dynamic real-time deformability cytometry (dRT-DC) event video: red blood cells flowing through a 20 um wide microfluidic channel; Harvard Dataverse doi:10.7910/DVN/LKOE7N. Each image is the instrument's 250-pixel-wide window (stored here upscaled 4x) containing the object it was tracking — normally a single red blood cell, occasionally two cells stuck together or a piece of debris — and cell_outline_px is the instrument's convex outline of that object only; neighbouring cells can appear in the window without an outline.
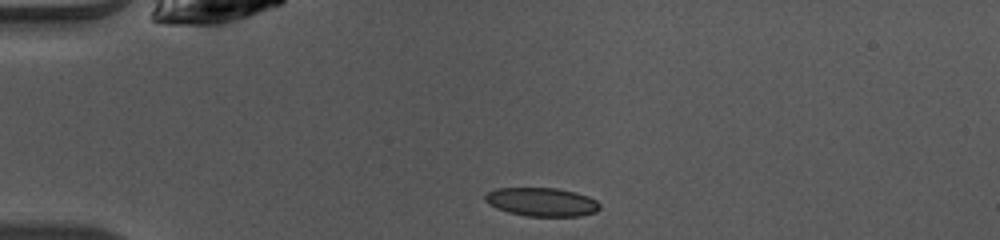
{"species": "common noctule bat (a hibernating species)", "species_latin": "Nyctalus noctula", "temperature_condition": "warm", "stored_images_in_passage": 38, "camera_frame_rate_fps": 3000, "um_per_image_px": 0.085, "animal": {"sex": "female", "body_mass_g": 10.0, "forearm_length_mm": 53.1}, "frame": {"image": 1, "passage_image": 1, "time_ms": 0.0, "image_size_px": [1000, 240], "cell_outline_px": [[600, 208], [596, 212], [580, 216], [528, 216], [508, 212], [496, 208], [488, 204], [484, 200], [484, 196], [488, 192], [496, 188], [556, 188], [576, 192], [588, 196], [596, 200], [600, 204]], "centroid_in_image_um": [46.05, 17.16], "position_along_channel_um": 39.0, "area_um2": 19.19}}
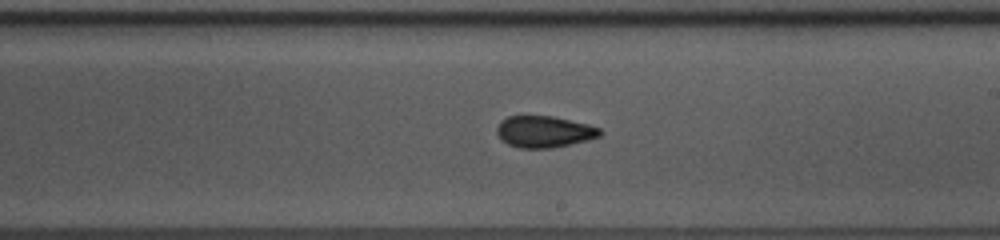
{"frame": {"image": 2, "passage_image": 18, "time_ms": 5.667, "image_size_px": [1000, 240], "cell_outline_px": [[600, 136], [588, 140], [552, 148], [520, 148], [508, 144], [496, 132], [496, 128], [500, 120], [508, 116], [552, 116], [588, 124], [600, 128]], "centroid_in_image_um": [46.24, 11.19], "position_along_channel_um": 242.8, "area_um2": 18.84}}
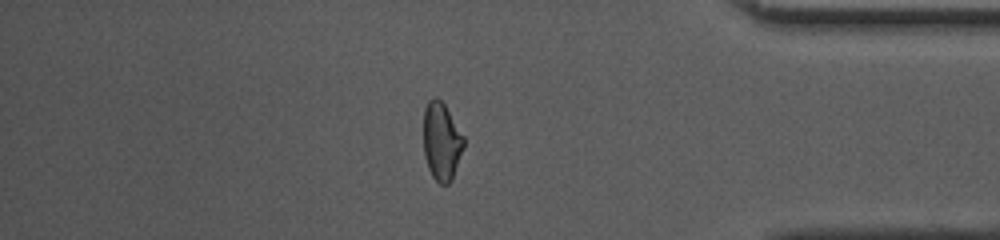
{"frame": {"image": 3, "passage_image": 31, "time_ms": 10.0, "image_size_px": [1000, 240], "cell_outline_px": [[464, 144], [452, 180], [448, 184], [440, 184], [432, 176], [428, 168], [424, 156], [424, 108], [428, 100], [432, 96], [436, 96], [444, 104], [464, 136]], "centroid_in_image_um": [37.52, 12.0], "position_along_channel_um": 397.7, "area_um2": 18.26}, "authors_computed_cell_mechanics": {"area_um2": 18.9006, "velocity_mm_per_s": 4.1243, "shape_relaxation_time_tau1_ms": 8.2302, "shape_relaxation_time_tau2_ms": 1.6555, "deformation_change_tau1": 0.1972, "deformation_change_tau2": 0.0712}}